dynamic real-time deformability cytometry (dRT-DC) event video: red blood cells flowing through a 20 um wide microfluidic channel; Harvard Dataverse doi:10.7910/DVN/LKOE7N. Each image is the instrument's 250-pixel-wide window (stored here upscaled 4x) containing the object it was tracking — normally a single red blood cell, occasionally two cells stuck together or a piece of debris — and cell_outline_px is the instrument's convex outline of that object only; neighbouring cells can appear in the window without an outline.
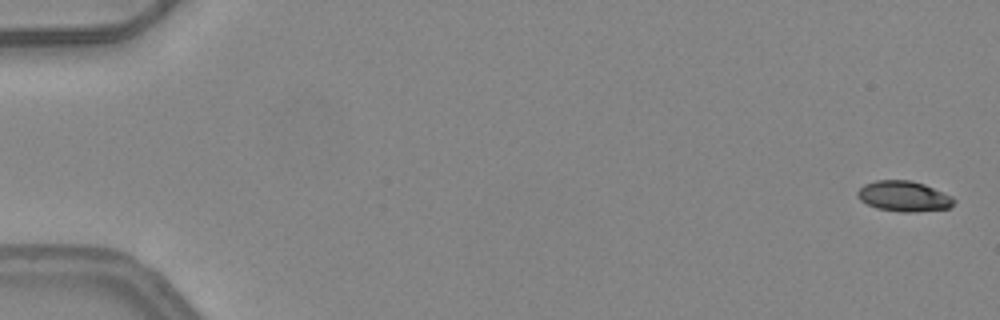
{"species": "common noctule bat (a hibernating species)", "species_latin": "Nyctalus noctula", "temperature_condition": "warm", "stored_images_in_passage": 5, "camera_frame_rate_fps": 3000, "um_per_image_px": 0.085, "animal": {"sex": "female", "body_mass_g": 24.6, "forearm_length_mm": 56.2}, "frame": {"image": 1, "passage_image": 1, "time_ms": 0.0, "image_size_px": [1000, 320], "cell_outline_px": [[956, 200], [948, 208], [916, 212], [900, 212], [876, 208], [860, 200], [856, 196], [856, 192], [864, 184], [876, 180], [912, 180], [924, 184], [952, 196]], "centroid_in_image_um": [76.8, 16.68], "position_along_channel_um": 8.2, "area_um2": 17.17}}
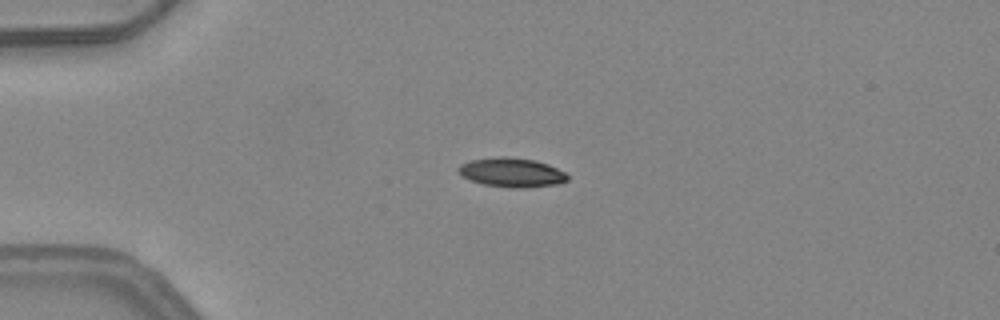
{"frame": {"image": 2, "passage_image": 4, "time_ms": 1.0, "image_size_px": [1000, 320], "cell_outline_px": [[568, 180], [556, 184], [520, 188], [512, 188], [484, 184], [460, 176], [456, 168], [460, 164], [472, 160], [500, 156], [508, 156], [536, 160], [548, 164], [564, 172], [568, 176]], "centroid_in_image_um": [43.46, 14.65], "position_along_channel_um": 41.5, "area_um2": 18.55}}